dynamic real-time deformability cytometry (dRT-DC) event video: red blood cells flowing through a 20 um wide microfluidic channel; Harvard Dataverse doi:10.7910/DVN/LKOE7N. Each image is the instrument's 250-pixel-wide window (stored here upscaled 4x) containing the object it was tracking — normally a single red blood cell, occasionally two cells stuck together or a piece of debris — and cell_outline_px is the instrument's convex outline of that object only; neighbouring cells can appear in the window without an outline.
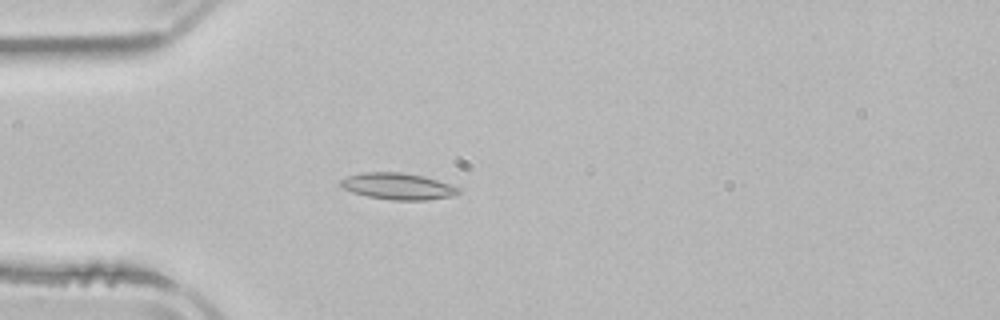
{"species": "common noctule bat (a hibernating species)", "species_latin": "Nyctalus noctula", "temperature_condition": "room temperature", "stored_images_in_passage": 4, "camera_frame_rate_fps": 3000, "um_per_image_px": 0.085, "animal": {"sex": "male", "body_mass_g": 21.5, "forearm_length_mm": 52.0}, "frame": {"image": 1, "passage_image": 4, "time_ms": 4.333, "image_size_px": [1000, 320], "cell_outline_px": [[460, 192], [452, 196], [428, 200], [392, 200], [368, 196], [352, 192], [336, 184], [340, 180], [348, 176], [360, 172], [400, 172], [424, 176], [460, 188]], "centroid_in_image_um": [33.78, 15.83], "position_along_channel_um": 51.2, "area_um2": 18.21}}